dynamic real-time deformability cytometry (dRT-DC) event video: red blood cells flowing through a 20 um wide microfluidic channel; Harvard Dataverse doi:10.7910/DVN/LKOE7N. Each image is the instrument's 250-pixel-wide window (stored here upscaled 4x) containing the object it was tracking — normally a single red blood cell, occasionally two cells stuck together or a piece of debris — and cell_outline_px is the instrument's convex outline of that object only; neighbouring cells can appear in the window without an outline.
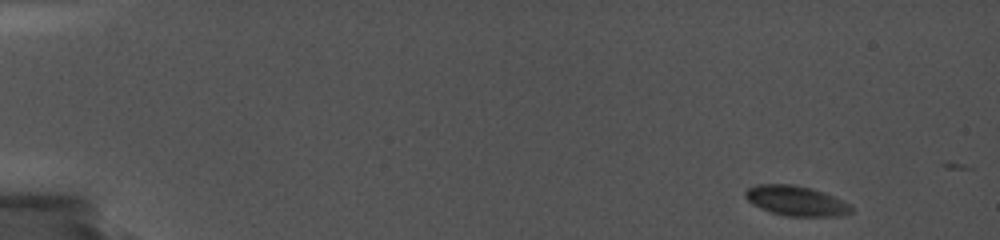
{"species": "common noctule bat (a hibernating species)", "species_latin": "Nyctalus noctula", "temperature_condition": "cold", "stored_images_in_passage": 5, "camera_frame_rate_fps": 5000, "um_per_image_px": 0.085, "animal": {"sex": "female", "body_mass_g": 19.0, "forearm_length_mm": 56.7}, "frame": {"image": 1, "passage_image": 1, "time_ms": 0.0, "image_size_px": [1000, 240], "cell_outline_px": [[852, 212], [840, 216], [788, 216], [772, 212], [760, 208], [752, 204], [744, 196], [744, 192], [748, 188], [756, 184], [792, 184], [812, 188], [824, 192], [848, 204], [852, 208]], "centroid_in_image_um": [67.63, 17.06], "position_along_channel_um": 17.4, "area_um2": 18.38}}